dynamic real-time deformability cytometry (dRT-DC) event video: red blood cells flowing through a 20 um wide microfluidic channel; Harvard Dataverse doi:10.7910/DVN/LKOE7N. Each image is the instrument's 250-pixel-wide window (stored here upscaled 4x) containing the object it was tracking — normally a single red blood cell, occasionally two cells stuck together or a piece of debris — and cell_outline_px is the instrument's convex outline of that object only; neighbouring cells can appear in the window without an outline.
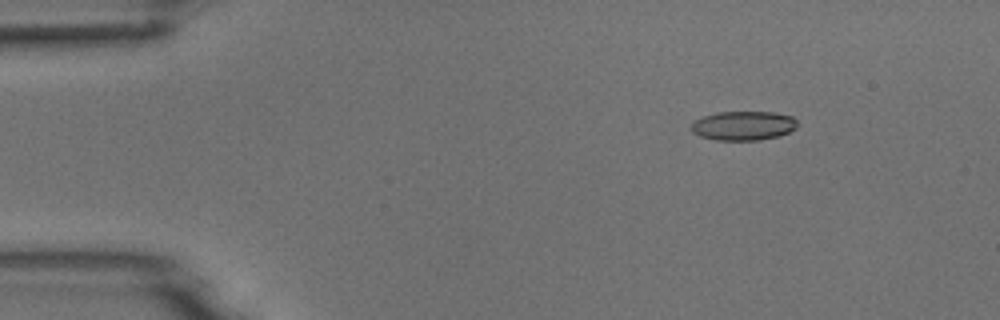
{"species": "common noctule bat (a hibernating species)", "species_latin": "Nyctalus noctula", "temperature_condition": "room temperature", "stored_images_in_passage": 6, "camera_frame_rate_fps": 3000, "um_per_image_px": 0.085, "animal": {"sex": "male", "body_mass_g": 18.8}, "frame": {"image": 1, "passage_image": 2, "time_ms": 1.333, "image_size_px": [1000, 320], "cell_outline_px": [[796, 128], [780, 136], [760, 140], [716, 140], [700, 136], [692, 132], [692, 124], [700, 116], [716, 112], [772, 112], [792, 116], [796, 120]], "centroid_in_image_um": [63.17, 10.68], "position_along_channel_um": 21.8, "area_um2": 18.09}}
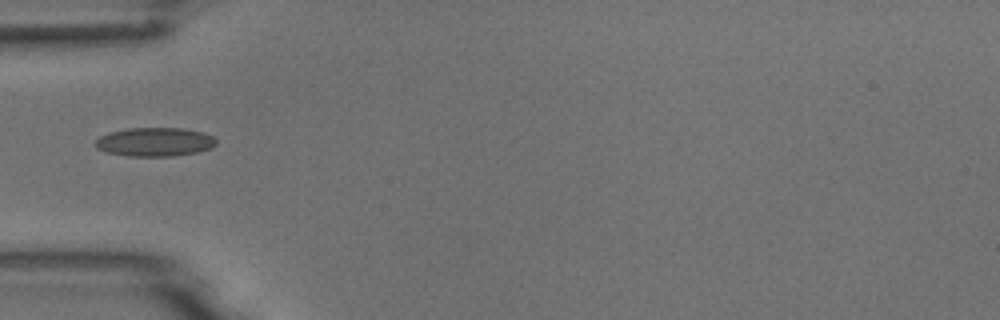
{"frame": {"image": 2, "passage_image": 5, "time_ms": 4.667, "image_size_px": [1000, 320], "cell_outline_px": [[216, 144], [212, 148], [200, 152], [172, 156], [128, 156], [108, 152], [96, 148], [92, 144], [100, 136], [108, 132], [128, 128], [184, 128], [204, 132], [212, 136], [216, 140]], "centroid_in_image_um": [13.16, 12.06], "position_along_channel_um": 71.8, "area_um2": 20.52}}